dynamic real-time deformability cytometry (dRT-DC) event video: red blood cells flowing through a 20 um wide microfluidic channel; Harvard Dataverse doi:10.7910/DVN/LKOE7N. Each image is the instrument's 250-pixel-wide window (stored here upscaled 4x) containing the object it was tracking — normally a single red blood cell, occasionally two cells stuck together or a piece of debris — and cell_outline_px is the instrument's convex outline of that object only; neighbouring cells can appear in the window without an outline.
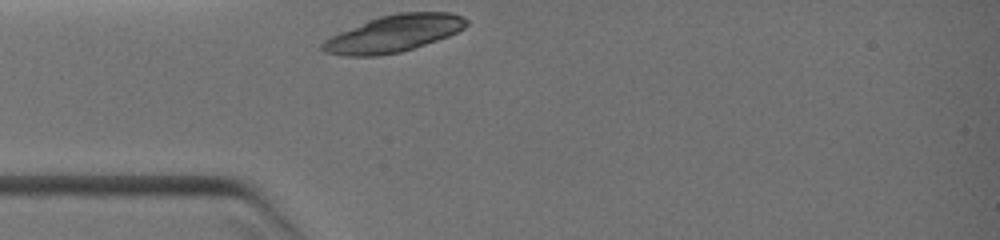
{"species": "common noctule bat (a hibernating species)", "species_latin": "Nyctalus noctula", "temperature_condition": "warm", "stored_images_in_passage": 34, "camera_frame_rate_fps": 3000, "um_per_image_px": 0.085, "animal": {"sex": "female", "body_mass_g": 19.0, "forearm_length_mm": 51.5}, "frame": {"image": 1, "passage_image": 1, "time_ms": 0.0, "image_size_px": [1000, 240], "cell_outline_px": [[468, 24], [464, 28], [448, 36], [400, 52], [376, 56], [344, 56], [324, 52], [320, 48], [320, 44], [324, 40], [340, 32], [368, 20], [380, 16], [400, 12], [452, 12], [464, 16], [468, 20]], "centroid_in_image_um": [33.47, 2.85], "position_along_channel_um": 51.5, "area_um2": 30.81}}
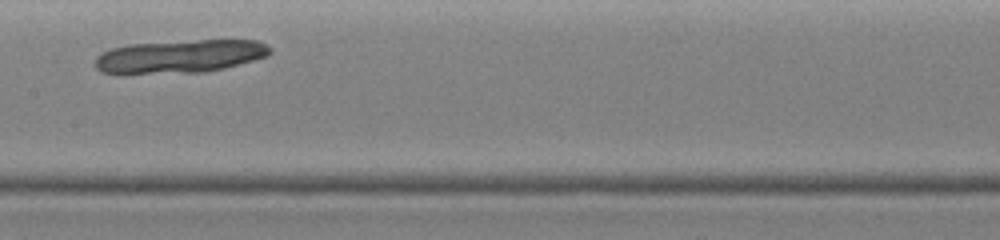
{"frame": {"image": 2, "passage_image": 20, "time_ms": 3.0, "image_size_px": [1000, 240], "cell_outline_px": [[272, 52], [268, 56], [224, 68], [204, 72], [100, 72], [96, 68], [96, 56], [112, 48], [128, 44], [200, 40], [256, 40], [268, 44], [272, 48]], "centroid_in_image_um": [15.39, 4.76], "position_along_channel_um": 192.0, "area_um2": 33.18}}
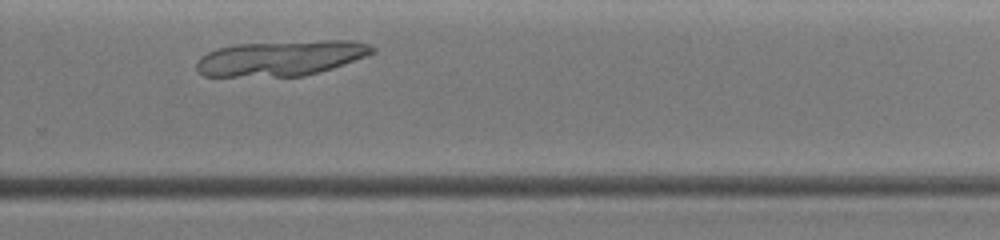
{"frame": {"image": 3, "passage_image": 28, "time_ms": 5.333, "image_size_px": [1000, 240], "cell_outline_px": [[376, 52], [332, 68], [320, 72], [304, 76], [204, 76], [196, 68], [196, 64], [208, 52], [220, 48], [236, 44], [320, 40], [348, 40], [368, 44], [376, 48]], "centroid_in_image_um": [23.93, 4.94], "position_along_channel_um": 305.9, "area_um2": 35.78}}